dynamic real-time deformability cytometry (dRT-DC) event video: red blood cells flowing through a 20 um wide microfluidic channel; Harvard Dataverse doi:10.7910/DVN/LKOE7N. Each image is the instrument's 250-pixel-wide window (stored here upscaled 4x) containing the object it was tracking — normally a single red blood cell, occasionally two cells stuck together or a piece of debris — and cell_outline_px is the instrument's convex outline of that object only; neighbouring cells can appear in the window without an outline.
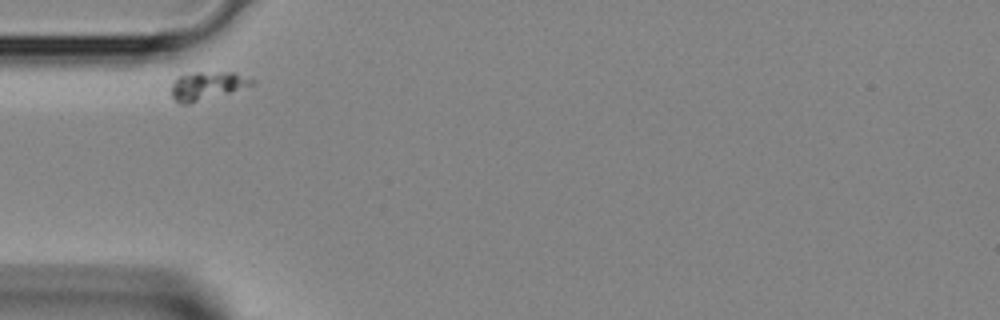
{"species": "Egyptian fruit bat (a non-hibernating species)", "species_latin": "Rousettus aegyptiacus", "temperature_condition": "room temperature", "stored_images_in_passage": 1, "camera_frame_rate_fps": 3000, "um_per_image_px": 0.085, "animal": {"sex": "female"}, "frame": {"image": 1, "passage_image": 1, "time_ms": 0.0, "image_size_px": [1000, 320], "cell_outline_px": [[256, 84], [188, 104], [180, 104], [172, 96], [172, 84], [176, 76], [196, 72], [232, 72], [256, 80]], "centroid_in_image_um": [17.6, 7.27], "position_along_channel_um": 67.4, "area_um2": 13.06}}